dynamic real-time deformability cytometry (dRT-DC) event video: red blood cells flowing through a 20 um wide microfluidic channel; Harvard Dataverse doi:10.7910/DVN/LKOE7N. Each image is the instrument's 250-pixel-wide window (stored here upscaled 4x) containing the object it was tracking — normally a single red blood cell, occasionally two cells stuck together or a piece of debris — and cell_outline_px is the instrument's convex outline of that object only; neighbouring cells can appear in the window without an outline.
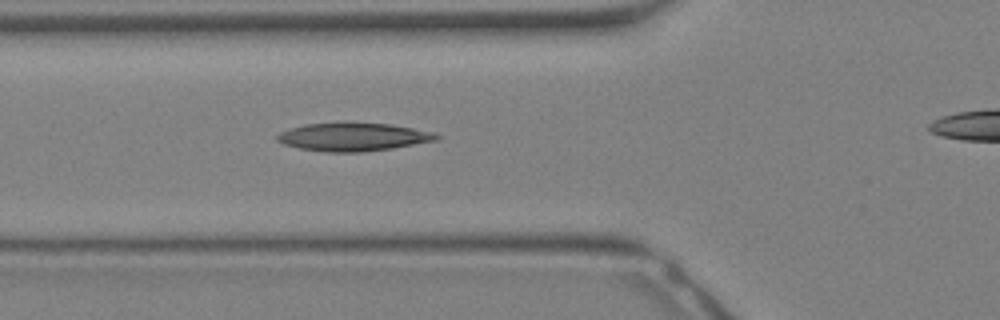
{"species": "Egyptian fruit bat (a non-hibernating species)", "species_latin": "Rousettus aegyptiacus", "temperature_condition": "warm", "stored_images_in_passage": 21, "camera_frame_rate_fps": 3000, "um_per_image_px": 0.085, "animal": {"sex": "female"}, "frame": {"image": 1, "passage_image": 11, "time_ms": 3.333, "image_size_px": [1000, 320], "cell_outline_px": [[440, 136], [436, 140], [392, 148], [360, 152], [324, 152], [300, 148], [284, 144], [276, 140], [276, 136], [280, 132], [304, 124], [340, 120], [344, 120], [392, 124], [436, 132]], "centroid_in_image_um": [30.01, 11.59], "position_along_channel_um": 95.8, "area_um2": 26.93}}
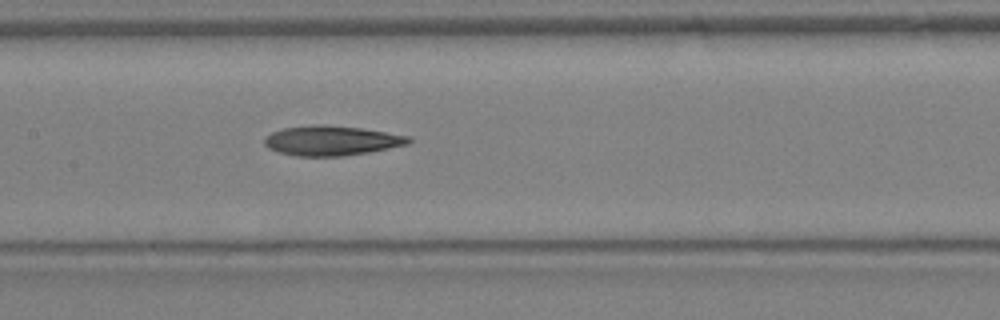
{"frame": {"image": 2, "passage_image": 15, "time_ms": 4.667, "image_size_px": [1000, 320], "cell_outline_px": [[412, 140], [408, 144], [368, 152], [344, 156], [296, 156], [280, 152], [268, 148], [264, 144], [264, 136], [272, 132], [284, 128], [316, 124], [324, 124], [360, 128], [412, 136]], "centroid_in_image_um": [28.17, 11.95], "position_along_channel_um": 179.2, "area_um2": 25.03}}
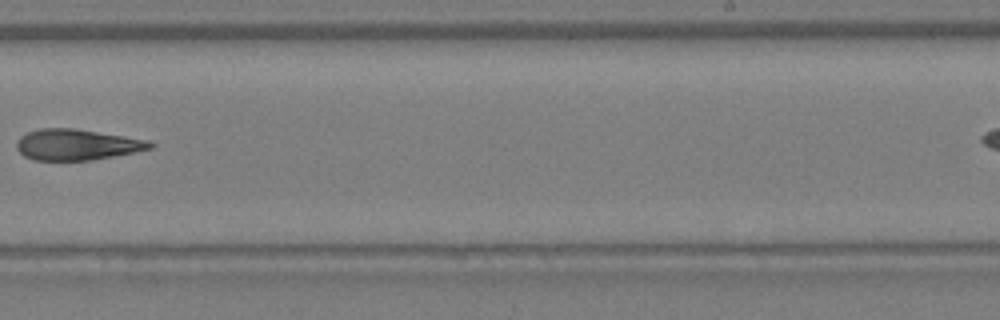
{"frame": {"image": 3, "passage_image": 20, "time_ms": 6.333, "image_size_px": [1000, 320], "cell_outline_px": [[156, 144], [152, 148], [136, 152], [92, 160], [36, 160], [24, 156], [16, 148], [16, 140], [20, 136], [28, 132], [40, 128], [76, 128], [148, 140]], "centroid_in_image_um": [6.53, 12.29], "position_along_channel_um": 282.5, "area_um2": 24.16}}